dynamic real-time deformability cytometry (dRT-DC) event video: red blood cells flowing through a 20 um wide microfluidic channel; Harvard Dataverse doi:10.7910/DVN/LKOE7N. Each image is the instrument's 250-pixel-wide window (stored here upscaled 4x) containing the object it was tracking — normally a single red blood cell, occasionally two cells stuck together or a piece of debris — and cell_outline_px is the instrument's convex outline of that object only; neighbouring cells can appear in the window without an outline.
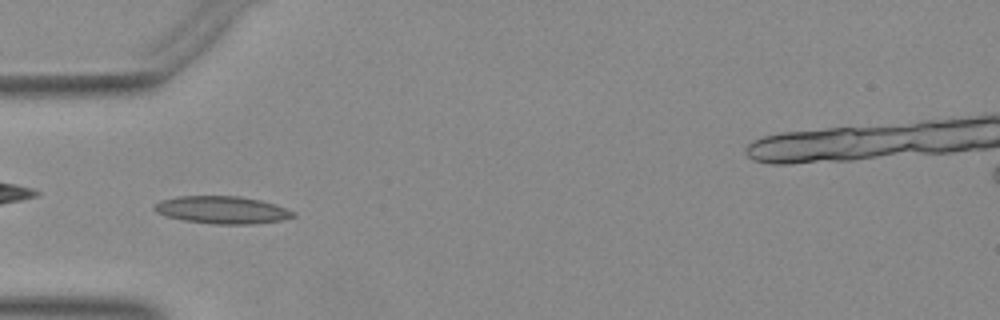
{"species": "Egyptian fruit bat (a non-hibernating species)", "species_latin": "Rousettus aegyptiacus", "temperature_condition": "warm", "stored_images_in_passage": 46, "camera_frame_rate_fps": 3000, "um_per_image_px": 0.085, "animal": {"sex": "female"}, "frame": {"image": 1, "passage_image": 17, "time_ms": 5.333, "image_size_px": [1000, 320], "cell_outline_px": [[296, 216], [280, 220], [252, 224], [216, 224], [184, 220], [168, 216], [156, 212], [152, 208], [160, 200], [176, 196], [240, 196], [260, 200], [296, 212]], "centroid_in_image_um": [18.86, 17.84], "position_along_channel_um": 66.1, "area_um2": 22.02}}
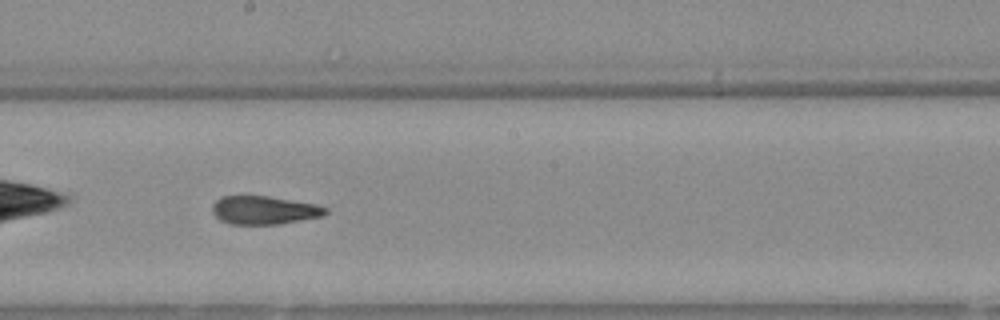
{"frame": {"image": 2, "passage_image": 29, "time_ms": 9.333, "image_size_px": [1000, 320], "cell_outline_px": [[328, 212], [324, 216], [280, 224], [228, 224], [220, 220], [212, 212], [212, 204], [216, 200], [224, 196], [268, 196], [316, 204], [328, 208]], "centroid_in_image_um": [22.47, 17.87], "position_along_channel_um": 225.7, "area_um2": 18.79}}
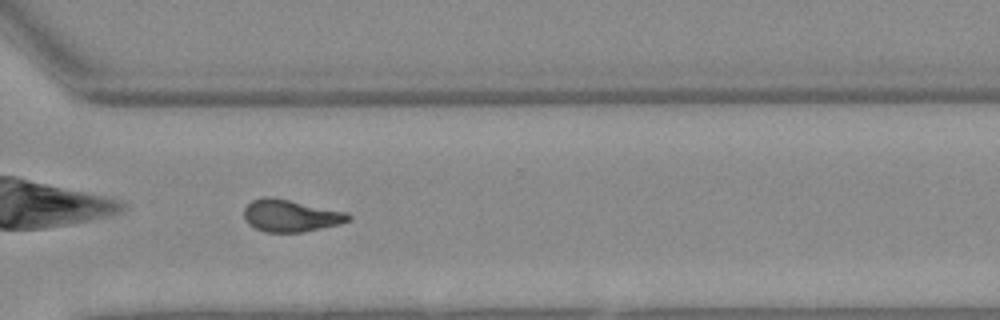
{"frame": {"image": 3, "passage_image": 38, "time_ms": 12.333, "image_size_px": [1000, 320], "cell_outline_px": [[352, 220], [340, 224], [300, 232], [264, 232], [248, 224], [244, 220], [244, 208], [252, 200], [264, 196], [272, 196], [348, 212], [352, 216]], "centroid_in_image_um": [24.71, 18.32], "position_along_channel_um": 345.9, "area_um2": 19.77}}